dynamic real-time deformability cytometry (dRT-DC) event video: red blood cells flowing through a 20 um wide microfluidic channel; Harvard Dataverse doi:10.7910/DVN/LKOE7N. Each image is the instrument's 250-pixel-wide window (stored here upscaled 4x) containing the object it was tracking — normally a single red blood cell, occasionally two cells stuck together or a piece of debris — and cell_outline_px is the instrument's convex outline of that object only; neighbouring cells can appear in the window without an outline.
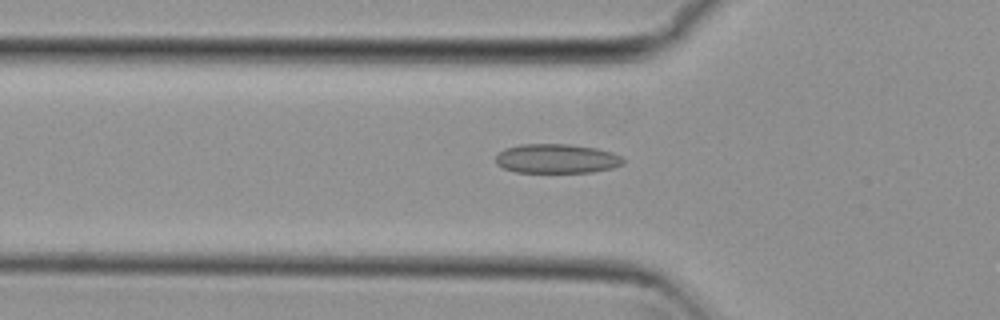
{"species": "common noctule bat (a hibernating species)", "species_latin": "Nyctalus noctula", "temperature_condition": "cold", "stored_images_in_passage": 55, "camera_frame_rate_fps": 3000, "um_per_image_px": 0.085, "animal": {"sex": "female", "body_mass_g": 29.2, "forearm_length_mm": 56.3}, "frame": {"image": 1, "passage_image": 18, "time_ms": 5.667, "image_size_px": [1000, 320], "cell_outline_px": [[624, 164], [612, 168], [592, 172], [516, 172], [504, 168], [496, 164], [496, 156], [504, 148], [520, 144], [568, 144], [596, 148], [612, 152], [620, 156], [624, 160]], "centroid_in_image_um": [47.31, 13.48], "position_along_channel_um": 78.5, "area_um2": 21.79}}
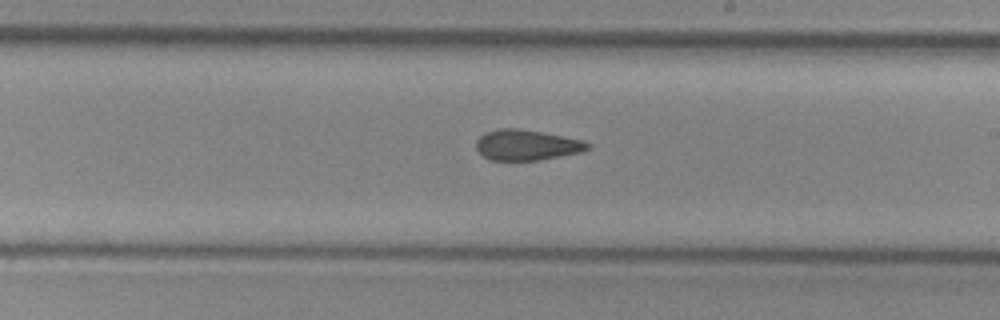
{"frame": {"image": 2, "passage_image": 31, "time_ms": 10.0, "image_size_px": [1000, 320], "cell_outline_px": [[592, 148], [580, 152], [540, 160], [492, 160], [484, 156], [476, 148], [476, 140], [484, 132], [500, 128], [520, 128], [584, 140], [592, 144]], "centroid_in_image_um": [44.79, 12.31], "position_along_channel_um": 244.2, "area_um2": 19.94}}
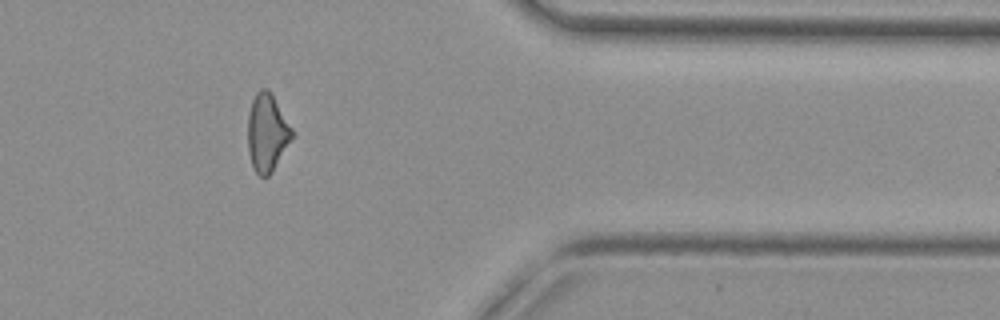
{"frame": {"image": 3, "passage_image": 44, "time_ms": 14.333, "image_size_px": [1000, 320], "cell_outline_px": [[292, 136], [272, 172], [268, 176], [260, 176], [252, 168], [248, 152], [248, 116], [252, 100], [256, 92], [260, 88], [268, 88], [272, 92], [292, 128]], "centroid_in_image_um": [22.67, 11.24], "position_along_channel_um": 388.7, "area_um2": 19.94}, "authors_computed_cell_mechanics": {"area_um2": 20.6346, "velocity_mm_per_s": 3.8138, "shape_relaxation_time_tau1_ms": null, "shape_relaxation_time_tau2_ms": 2.9144, "deformation_change_tau1": null, "deformation_change_tau2": 0.0997}}